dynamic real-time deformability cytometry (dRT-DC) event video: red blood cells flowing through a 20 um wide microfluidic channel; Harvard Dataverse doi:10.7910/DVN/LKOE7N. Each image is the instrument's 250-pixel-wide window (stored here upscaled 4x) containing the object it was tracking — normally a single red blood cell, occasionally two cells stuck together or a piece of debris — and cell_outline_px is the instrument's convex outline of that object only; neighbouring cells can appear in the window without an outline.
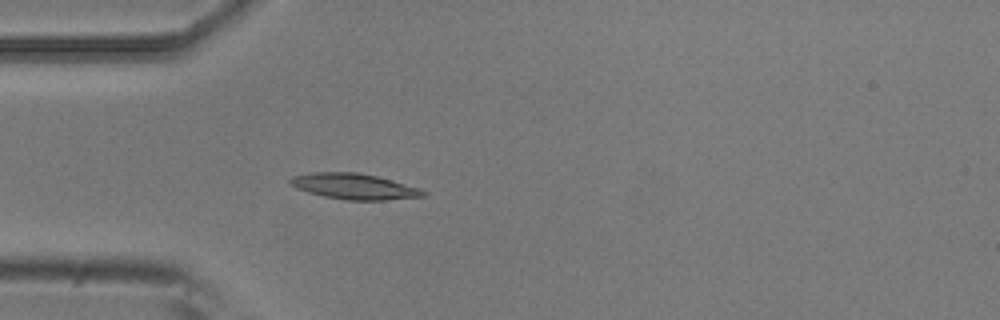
{"species": "common noctule bat (a hibernating species)", "species_latin": "Nyctalus noctula", "temperature_condition": "room temperature", "stored_images_in_passage": 5, "camera_frame_rate_fps": 3000, "um_per_image_px": 0.085, "animal": {"sex": "male", "body_mass_g": 20.5, "forearm_length_mm": 52.5}, "frame": {"image": 1, "passage_image": 5, "time_ms": 1.333, "image_size_px": [1000, 320], "cell_outline_px": [[428, 192], [424, 196], [384, 200], [348, 200], [324, 196], [308, 192], [296, 188], [288, 180], [292, 176], [312, 172], [356, 172], [376, 176], [420, 188]], "centroid_in_image_um": [30.1, 15.84], "position_along_channel_um": 54.9, "area_um2": 19.77}}